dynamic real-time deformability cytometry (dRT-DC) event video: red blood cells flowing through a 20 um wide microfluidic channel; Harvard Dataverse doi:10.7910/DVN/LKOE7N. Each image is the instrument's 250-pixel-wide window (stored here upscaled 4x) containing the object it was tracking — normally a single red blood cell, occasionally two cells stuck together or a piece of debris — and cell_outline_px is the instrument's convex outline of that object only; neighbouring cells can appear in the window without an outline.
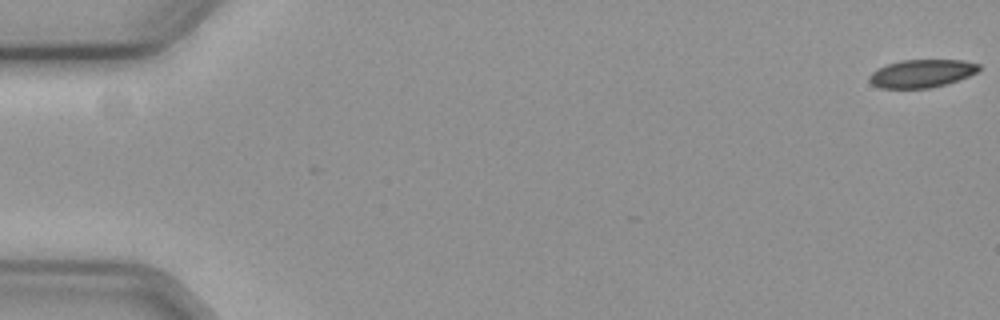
{"species": "common noctule bat (a hibernating species)", "species_latin": "Nyctalus noctula", "temperature_condition": "cold", "stored_images_in_passage": 23, "camera_frame_rate_fps": 3000, "um_per_image_px": 0.085, "animal": {"sex": "female", "body_mass_g": 19.3, "forearm_length_mm": 54.1}, "frame": {"image": 1, "passage_image": 1, "time_ms": 0.0, "image_size_px": [1000, 320], "cell_outline_px": [[980, 68], [976, 72], [968, 76], [944, 84], [928, 88], [880, 88], [872, 84], [868, 80], [868, 76], [876, 68], [900, 60], [964, 60], [980, 64]], "centroid_in_image_um": [78.3, 6.23], "position_along_channel_um": 6.7, "area_um2": 17.8}}
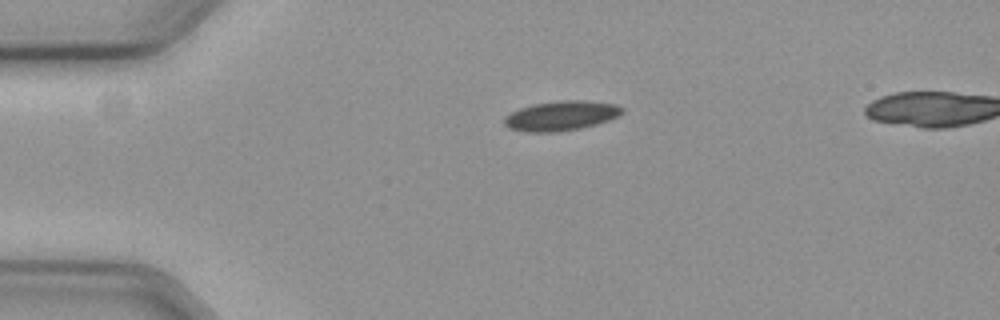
{"frame": {"image": 2, "passage_image": 14, "time_ms": 4.333, "image_size_px": [1000, 320], "cell_outline_px": [[624, 112], [608, 120], [596, 124], [580, 128], [556, 132], [524, 132], [508, 128], [504, 124], [504, 116], [520, 108], [532, 104], [560, 100], [580, 100], [616, 104], [624, 108]], "centroid_in_image_um": [47.66, 9.84], "position_along_channel_um": 37.3, "area_um2": 20.4}}
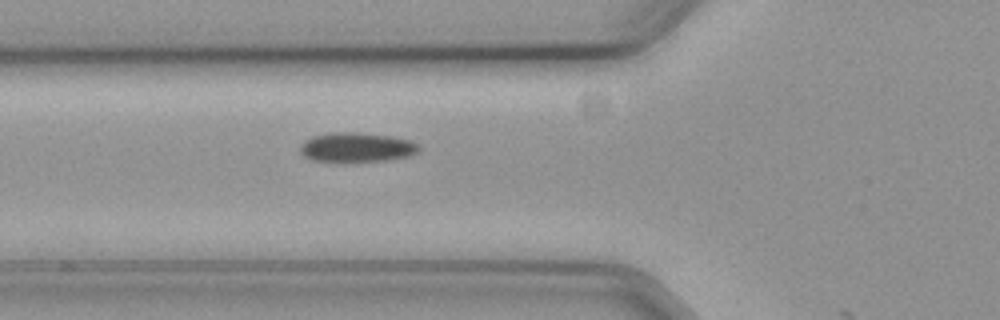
{"frame": {"image": 3, "passage_image": 22, "time_ms": 7.0, "image_size_px": [1000, 320], "cell_outline_px": [[420, 148], [416, 152], [408, 156], [384, 160], [312, 160], [304, 156], [300, 152], [300, 144], [304, 140], [312, 136], [332, 132], [360, 132], [392, 136], [412, 140]], "centroid_in_image_um": [30.29, 12.48], "position_along_channel_um": 95.5, "area_um2": 20.06}}